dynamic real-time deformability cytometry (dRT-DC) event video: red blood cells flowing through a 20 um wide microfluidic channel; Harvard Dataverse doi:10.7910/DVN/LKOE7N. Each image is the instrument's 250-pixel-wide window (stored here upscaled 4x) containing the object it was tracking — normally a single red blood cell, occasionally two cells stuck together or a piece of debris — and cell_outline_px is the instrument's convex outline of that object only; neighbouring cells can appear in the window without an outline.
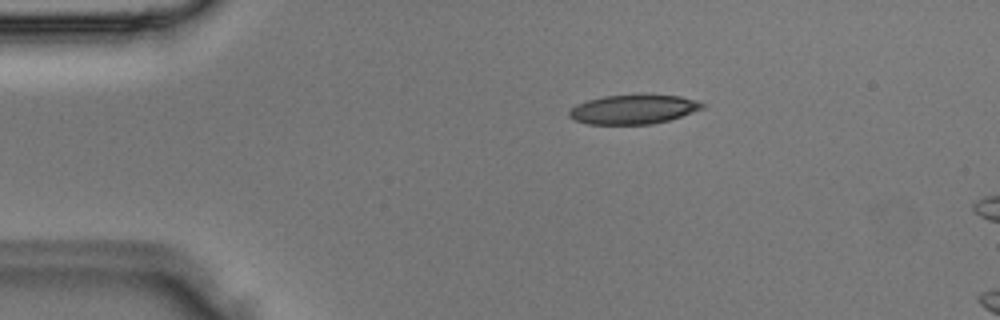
{"species": "Egyptian fruit bat (a non-hibernating species)", "species_latin": "Rousettus aegyptiacus", "temperature_condition": "room temperature", "stored_images_in_passage": 3, "camera_frame_rate_fps": 3000, "um_per_image_px": 0.085, "animal": {"sex": "male"}, "frame": {"image": 1, "passage_image": 2, "time_ms": 0.333, "image_size_px": [1000, 320], "cell_outline_px": [[704, 108], [668, 120], [652, 124], [588, 124], [576, 120], [568, 116], [568, 112], [576, 104], [588, 100], [604, 96], [680, 96], [696, 100], [704, 104]], "centroid_in_image_um": [53.81, 9.31], "position_along_channel_um": 31.2, "area_um2": 22.14}}